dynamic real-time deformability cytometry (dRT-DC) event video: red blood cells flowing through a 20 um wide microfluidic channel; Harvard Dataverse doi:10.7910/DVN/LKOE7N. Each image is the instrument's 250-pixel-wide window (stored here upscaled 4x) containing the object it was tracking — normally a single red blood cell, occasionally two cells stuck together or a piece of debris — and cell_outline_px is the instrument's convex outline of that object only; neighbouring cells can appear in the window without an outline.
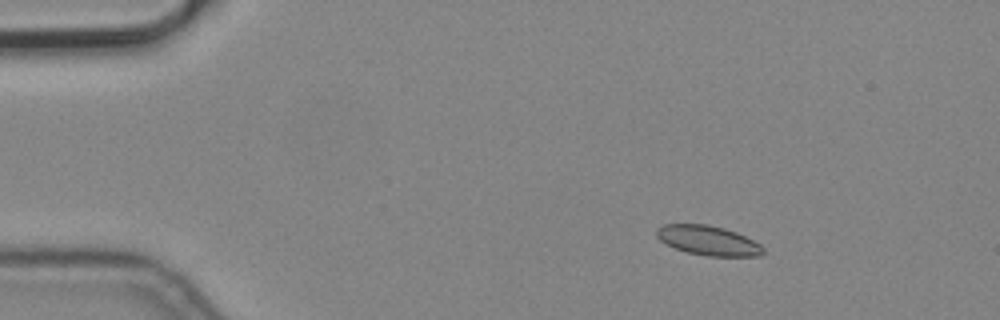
{"species": "common noctule bat (a hibernating species)", "species_latin": "Nyctalus noctula", "temperature_condition": "cold", "stored_images_in_passage": 4, "camera_frame_rate_fps": 3000, "um_per_image_px": 0.085, "animal": {"sex": "male", "body_mass_g": 19.2, "forearm_length_mm": 51.8}, "frame": {"image": 1, "passage_image": 2, "time_ms": 0.333, "image_size_px": [1000, 320], "cell_outline_px": [[764, 252], [760, 256], [708, 256], [688, 252], [676, 248], [660, 240], [656, 236], [656, 228], [664, 224], [708, 224], [724, 228], [736, 232], [760, 244], [764, 248]], "centroid_in_image_um": [60.19, 20.43], "position_along_channel_um": 24.8, "area_um2": 18.26}}
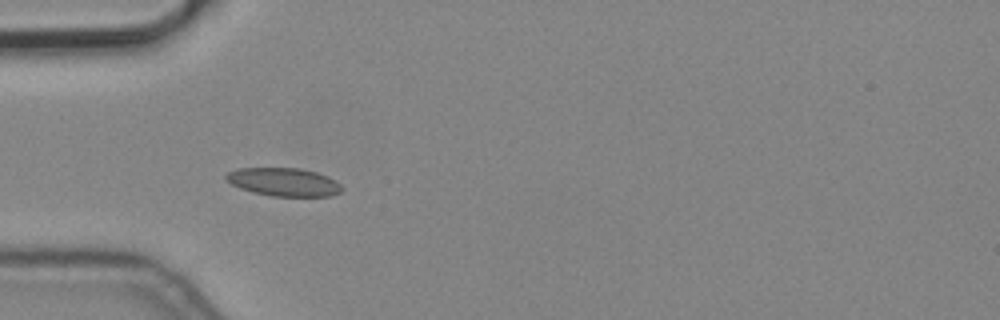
{"frame": {"image": 2, "passage_image": 4, "time_ms": 1.0, "image_size_px": [1000, 320], "cell_outline_px": [[344, 188], [340, 192], [332, 196], [272, 196], [240, 188], [224, 180], [224, 176], [228, 172], [240, 168], [300, 168], [316, 172], [328, 176], [340, 184]], "centroid_in_image_um": [24.13, 15.46], "position_along_channel_um": 60.9, "area_um2": 19.02}}